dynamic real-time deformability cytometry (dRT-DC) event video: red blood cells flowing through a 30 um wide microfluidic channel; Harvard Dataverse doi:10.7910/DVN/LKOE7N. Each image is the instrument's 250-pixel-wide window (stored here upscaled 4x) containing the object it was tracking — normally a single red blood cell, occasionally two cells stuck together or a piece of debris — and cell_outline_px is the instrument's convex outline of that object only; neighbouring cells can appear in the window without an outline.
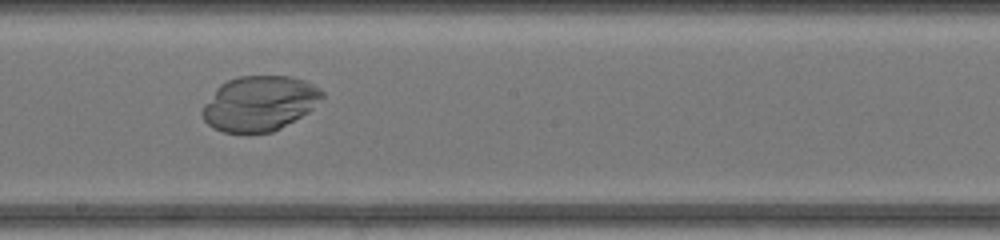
{"species": "common noctule bat (a hibernating species)", "species_latin": "Nyctalus noctula", "temperature_condition": "warm", "stored_images_in_passage": 43, "camera_frame_rate_fps": 3000, "um_per_image_px": 0.085, "animal": {"sex": "female", "body_mass_g": 17.0, "forearm_length_mm": 48.0}, "frame": {"image": 1, "passage_image": 28, "time_ms": 9.0, "image_size_px": [1000, 240], "cell_outline_px": [[324, 96], [308, 112], [280, 128], [272, 132], [224, 132], [208, 124], [204, 120], [200, 112], [204, 104], [216, 88], [220, 84], [228, 80], [240, 76], [292, 76], [304, 80], [320, 88], [324, 92]], "centroid_in_image_um": [22.05, 8.77], "position_along_channel_um": 226.1, "area_um2": 38.21}}